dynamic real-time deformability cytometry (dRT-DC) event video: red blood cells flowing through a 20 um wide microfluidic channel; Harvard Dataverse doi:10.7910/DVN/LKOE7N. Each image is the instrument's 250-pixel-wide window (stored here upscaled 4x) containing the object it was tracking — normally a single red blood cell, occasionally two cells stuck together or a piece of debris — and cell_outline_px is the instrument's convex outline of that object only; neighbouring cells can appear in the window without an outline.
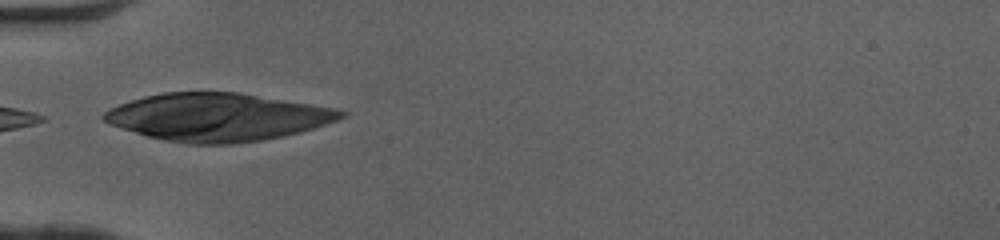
{"species": "human", "species_latin": "Homo sapiens", "temperature_condition": "cold", "stored_images_in_passage": 4, "camera_frame_rate_fps": 3000, "um_per_image_px": 0.085, "donor": {"sex": "female"}, "frame": {"image": 1, "passage_image": 1, "time_ms": 0.0, "image_size_px": [1000, 240], "cell_outline_px": [[348, 116], [300, 132], [284, 136], [260, 140], [232, 144], [188, 144], [148, 136], [112, 124], [104, 120], [100, 116], [108, 108], [144, 96], [164, 92], [240, 92], [336, 108], [348, 112]], "centroid_in_image_um": [18.53, 9.94], "position_along_channel_um": 66.5, "area_um2": 65.66}}
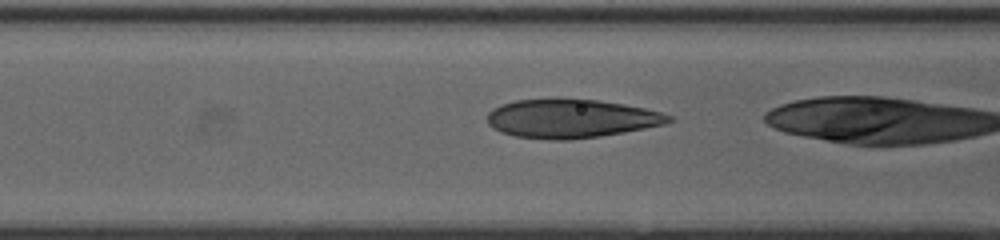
{"frame": {"image": 2, "passage_image": 3, "time_ms": 0.667, "image_size_px": [1000, 240], "cell_outline_px": [[672, 120], [664, 124], [624, 132], [600, 136], [572, 140], [552, 140], [516, 136], [500, 132], [492, 128], [488, 124], [488, 112], [492, 108], [500, 104], [516, 100], [596, 100], [624, 104], [644, 108], [660, 112], [672, 116]], "centroid_in_image_um": [48.51, 10.1], "position_along_channel_um": 118.1, "area_um2": 40.52}}